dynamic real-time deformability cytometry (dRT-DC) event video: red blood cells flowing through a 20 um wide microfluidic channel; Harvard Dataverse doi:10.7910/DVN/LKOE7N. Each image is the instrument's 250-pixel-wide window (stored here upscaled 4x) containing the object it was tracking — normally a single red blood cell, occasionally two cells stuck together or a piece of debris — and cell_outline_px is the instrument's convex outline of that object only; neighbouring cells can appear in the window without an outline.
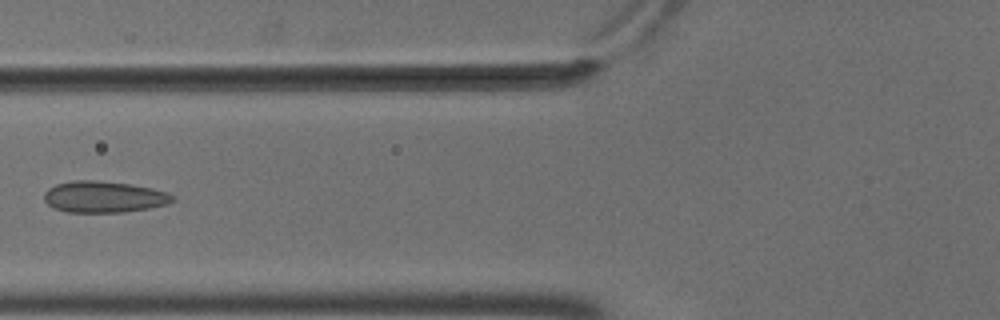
{"species": "common noctule bat (a hibernating species)", "species_latin": "Nyctalus noctula", "temperature_condition": "cold", "stored_images_in_passage": 7, "camera_frame_rate_fps": 3000, "um_per_image_px": 0.085, "animal": {"sex": "male", "body_mass_g": 18.8}, "frame": {"image": 1, "passage_image": 6, "time_ms": 1.667, "image_size_px": [1000, 320], "cell_outline_px": [[176, 200], [168, 204], [148, 208], [124, 212], [68, 212], [56, 208], [48, 204], [44, 200], [44, 192], [48, 188], [56, 184], [72, 180], [96, 180], [132, 184], [152, 188], [168, 192]], "centroid_in_image_um": [8.84, 16.72], "position_along_channel_um": 117.0, "area_um2": 23.58}}
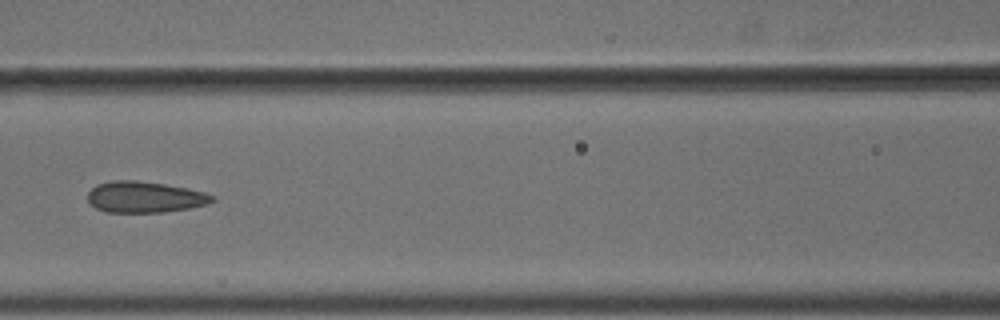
{"frame": {"image": 2, "passage_image": 7, "time_ms": 2.0, "image_size_px": [1000, 320], "cell_outline_px": [[216, 200], [208, 204], [188, 208], [164, 212], [108, 212], [96, 208], [88, 200], [88, 192], [96, 184], [112, 180], [136, 180], [164, 184], [188, 188], [204, 192], [216, 196]], "centroid_in_image_um": [12.33, 16.74], "position_along_channel_um": 154.3, "area_um2": 22.66}}